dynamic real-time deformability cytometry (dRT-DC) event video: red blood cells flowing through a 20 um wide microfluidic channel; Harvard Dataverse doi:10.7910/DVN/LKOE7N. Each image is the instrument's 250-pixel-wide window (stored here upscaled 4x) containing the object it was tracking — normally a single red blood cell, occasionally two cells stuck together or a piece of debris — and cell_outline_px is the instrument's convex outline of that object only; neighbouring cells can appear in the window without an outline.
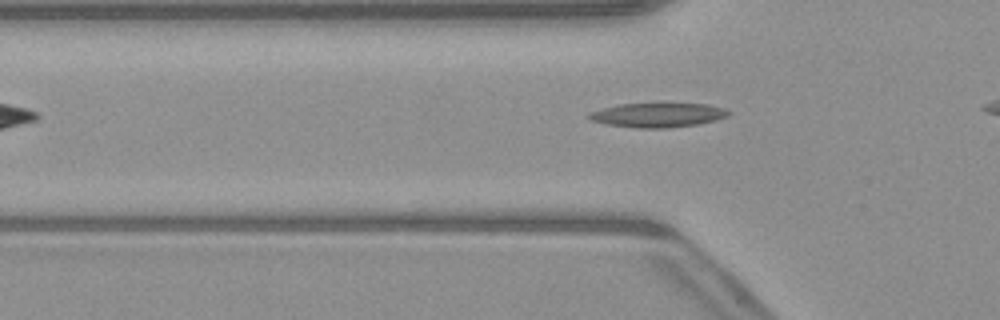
{"species": "common noctule bat (a hibernating species)", "species_latin": "Nyctalus noctula", "temperature_condition": "warm", "stored_images_in_passage": 3, "camera_frame_rate_fps": 3000, "um_per_image_px": 0.085, "animal": {"sex": "male", "body_mass_g": 23.1, "forearm_length_mm": 52.7}, "frame": {"image": 1, "passage_image": 3, "time_ms": 3.333, "image_size_px": [1000, 320], "cell_outline_px": [[732, 112], [728, 116], [716, 120], [696, 124], [668, 128], [636, 128], [608, 124], [588, 120], [588, 116], [592, 112], [604, 108], [620, 104], [708, 104], [724, 108]], "centroid_in_image_um": [55.95, 9.78], "position_along_channel_um": 69.9, "area_um2": 19.54}}